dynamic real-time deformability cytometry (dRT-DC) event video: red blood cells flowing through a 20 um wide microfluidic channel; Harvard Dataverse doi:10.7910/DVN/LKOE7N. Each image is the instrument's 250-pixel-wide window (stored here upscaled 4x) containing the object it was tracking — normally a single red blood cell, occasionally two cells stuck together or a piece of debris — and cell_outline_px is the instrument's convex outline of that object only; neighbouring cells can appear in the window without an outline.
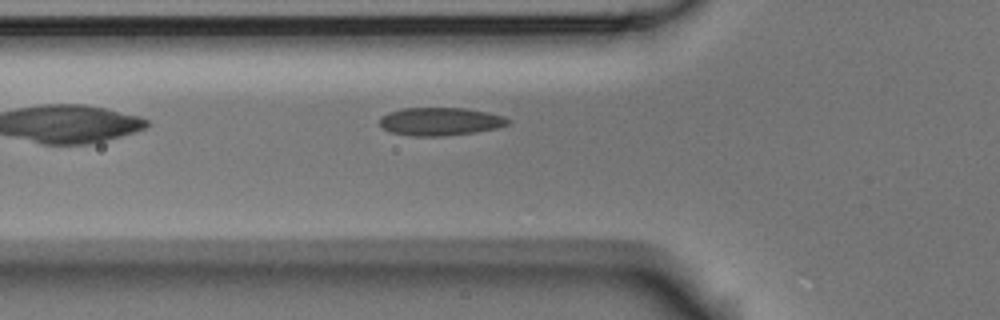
{"species": "Egyptian fruit bat (a non-hibernating species)", "species_latin": "Rousettus aegyptiacus", "temperature_condition": "room temperature", "stored_images_in_passage": 4, "camera_frame_rate_fps": 3000, "um_per_image_px": 0.085, "animal": {"sex": "male"}, "frame": {"image": 1, "passage_image": 4, "time_ms": 1.0, "image_size_px": [1000, 320], "cell_outline_px": [[512, 120], [508, 124], [496, 128], [476, 132], [444, 136], [412, 136], [392, 132], [384, 128], [380, 124], [380, 116], [388, 112], [404, 108], [464, 108], [488, 112], [504, 116]], "centroid_in_image_um": [37.44, 10.32], "position_along_channel_um": 88.4, "area_um2": 20.98}}